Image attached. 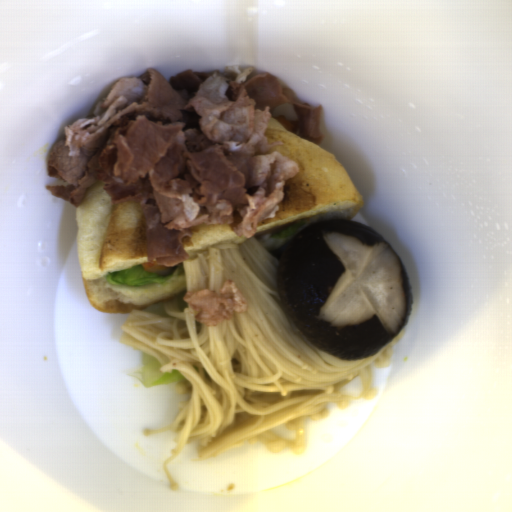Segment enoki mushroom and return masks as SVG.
Listing matches in <instances>:
<instances>
[{
	"label": "enoki mushroom",
	"mask_w": 512,
	"mask_h": 512,
	"mask_svg": "<svg viewBox=\"0 0 512 512\" xmlns=\"http://www.w3.org/2000/svg\"><path fill=\"white\" fill-rule=\"evenodd\" d=\"M288 241L268 235L221 243L182 262L188 292L221 290L233 280L246 299L243 313L216 327L200 324L187 303L165 304L164 313L133 309L121 324V344L152 355L160 372L177 371L180 412L166 427L143 435L169 434L172 450L162 462L169 492L179 485L170 464L187 447L200 460L215 459L246 443L272 454L307 452L312 420L323 421L328 406L347 409L374 400L373 369L390 365L402 329L385 347L359 360H342L316 347L283 307L275 268ZM361 378L360 396L341 390ZM295 432L288 440L277 425Z\"/></svg>",
	"instance_id": "enoki-mushroom-1"
}]
</instances>
